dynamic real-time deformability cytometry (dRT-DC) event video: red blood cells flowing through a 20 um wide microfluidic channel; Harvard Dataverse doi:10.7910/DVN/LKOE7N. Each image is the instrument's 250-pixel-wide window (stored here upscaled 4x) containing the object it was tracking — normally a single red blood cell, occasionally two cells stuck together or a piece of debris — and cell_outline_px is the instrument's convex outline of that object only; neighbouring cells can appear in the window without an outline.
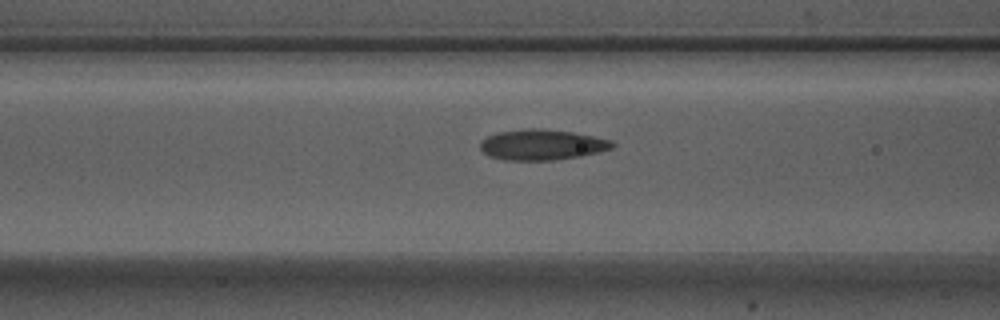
{"species": "Egyptian fruit bat (a non-hibernating species)", "species_latin": "Rousettus aegyptiacus", "temperature_condition": "warm", "stored_images_in_passage": 11, "camera_frame_rate_fps": 3000, "um_per_image_px": 0.085, "animal": {"sex": "male"}, "frame": {"image": 1, "passage_image": 5, "time_ms": 1.333, "image_size_px": [1000, 320], "cell_outline_px": [[616, 144], [612, 148], [580, 156], [552, 160], [504, 160], [488, 156], [480, 148], [480, 140], [488, 136], [500, 132], [528, 128], [544, 128], [572, 132], [612, 140]], "centroid_in_image_um": [46.04, 12.3], "position_along_channel_um": 120.6, "area_um2": 23.47}}
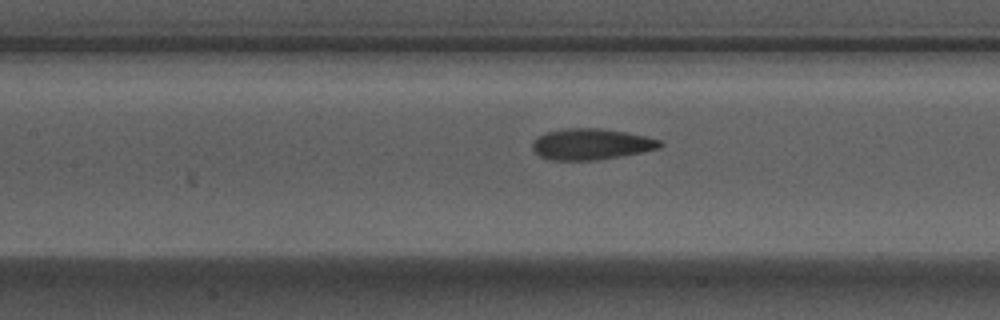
{"frame": {"image": 2, "passage_image": 8, "time_ms": 2.333, "image_size_px": [1000, 320], "cell_outline_px": [[664, 144], [660, 148], [620, 156], [596, 160], [548, 160], [540, 156], [532, 148], [532, 140], [536, 136], [548, 132], [568, 128], [600, 128], [624, 132], [644, 136], [660, 140]], "centroid_in_image_um": [50.21, 12.25], "position_along_channel_um": 157.2, "area_um2": 23.0}}